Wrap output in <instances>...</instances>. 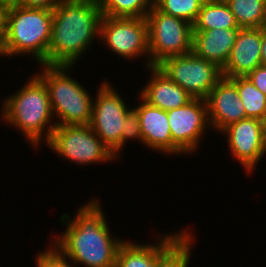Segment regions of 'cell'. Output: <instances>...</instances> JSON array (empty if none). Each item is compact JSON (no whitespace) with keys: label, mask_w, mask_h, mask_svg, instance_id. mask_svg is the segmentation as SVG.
Returning a JSON list of instances; mask_svg holds the SVG:
<instances>
[{"label":"cell","mask_w":266,"mask_h":267,"mask_svg":"<svg viewBox=\"0 0 266 267\" xmlns=\"http://www.w3.org/2000/svg\"><path fill=\"white\" fill-rule=\"evenodd\" d=\"M239 28L235 16L224 0H205L198 17L193 24V30Z\"/></svg>","instance_id":"obj_19"},{"label":"cell","mask_w":266,"mask_h":267,"mask_svg":"<svg viewBox=\"0 0 266 267\" xmlns=\"http://www.w3.org/2000/svg\"><path fill=\"white\" fill-rule=\"evenodd\" d=\"M225 136L228 150L242 165L245 173L251 174L266 154L261 120L246 118L224 128L220 135Z\"/></svg>","instance_id":"obj_12"},{"label":"cell","mask_w":266,"mask_h":267,"mask_svg":"<svg viewBox=\"0 0 266 267\" xmlns=\"http://www.w3.org/2000/svg\"><path fill=\"white\" fill-rule=\"evenodd\" d=\"M137 140L143 144L141 125L137 111L133 108L127 113L124 120V130L121 136V151L127 144V141Z\"/></svg>","instance_id":"obj_26"},{"label":"cell","mask_w":266,"mask_h":267,"mask_svg":"<svg viewBox=\"0 0 266 267\" xmlns=\"http://www.w3.org/2000/svg\"><path fill=\"white\" fill-rule=\"evenodd\" d=\"M185 229L162 234L156 243L148 245L125 240L117 252L115 267H156L158 259L187 231V227Z\"/></svg>","instance_id":"obj_17"},{"label":"cell","mask_w":266,"mask_h":267,"mask_svg":"<svg viewBox=\"0 0 266 267\" xmlns=\"http://www.w3.org/2000/svg\"><path fill=\"white\" fill-rule=\"evenodd\" d=\"M93 99L90 127L102 142L119 158L124 120L131 110L110 82L103 81ZM129 107V108H128Z\"/></svg>","instance_id":"obj_9"},{"label":"cell","mask_w":266,"mask_h":267,"mask_svg":"<svg viewBox=\"0 0 266 267\" xmlns=\"http://www.w3.org/2000/svg\"><path fill=\"white\" fill-rule=\"evenodd\" d=\"M27 81L3 99L1 120L23 133L27 143L37 149L42 141L46 144L50 140L56 122L44 82L36 74Z\"/></svg>","instance_id":"obj_4"},{"label":"cell","mask_w":266,"mask_h":267,"mask_svg":"<svg viewBox=\"0 0 266 267\" xmlns=\"http://www.w3.org/2000/svg\"><path fill=\"white\" fill-rule=\"evenodd\" d=\"M3 10H4V5L0 4V50L2 47Z\"/></svg>","instance_id":"obj_30"},{"label":"cell","mask_w":266,"mask_h":267,"mask_svg":"<svg viewBox=\"0 0 266 267\" xmlns=\"http://www.w3.org/2000/svg\"><path fill=\"white\" fill-rule=\"evenodd\" d=\"M101 17L99 0H63L53 10L46 65L74 66L78 63L95 38L99 40Z\"/></svg>","instance_id":"obj_2"},{"label":"cell","mask_w":266,"mask_h":267,"mask_svg":"<svg viewBox=\"0 0 266 267\" xmlns=\"http://www.w3.org/2000/svg\"><path fill=\"white\" fill-rule=\"evenodd\" d=\"M46 145L59 157L78 166L118 160L89 124L56 126Z\"/></svg>","instance_id":"obj_7"},{"label":"cell","mask_w":266,"mask_h":267,"mask_svg":"<svg viewBox=\"0 0 266 267\" xmlns=\"http://www.w3.org/2000/svg\"><path fill=\"white\" fill-rule=\"evenodd\" d=\"M99 199L93 198L78 207L76 215L59 217L65 231L51 242L75 267H115L117 252L125 240L114 237ZM113 235V236H112ZM55 238V239H54Z\"/></svg>","instance_id":"obj_1"},{"label":"cell","mask_w":266,"mask_h":267,"mask_svg":"<svg viewBox=\"0 0 266 267\" xmlns=\"http://www.w3.org/2000/svg\"><path fill=\"white\" fill-rule=\"evenodd\" d=\"M147 69L148 72H151V78L141 88L139 96L149 105L169 111L182 107L193 99L157 66H151Z\"/></svg>","instance_id":"obj_16"},{"label":"cell","mask_w":266,"mask_h":267,"mask_svg":"<svg viewBox=\"0 0 266 267\" xmlns=\"http://www.w3.org/2000/svg\"><path fill=\"white\" fill-rule=\"evenodd\" d=\"M167 115L172 154L186 156L197 151L206 129L211 128L206 99L193 98L186 105L167 111Z\"/></svg>","instance_id":"obj_11"},{"label":"cell","mask_w":266,"mask_h":267,"mask_svg":"<svg viewBox=\"0 0 266 267\" xmlns=\"http://www.w3.org/2000/svg\"><path fill=\"white\" fill-rule=\"evenodd\" d=\"M240 28L193 30L192 52L223 69Z\"/></svg>","instance_id":"obj_18"},{"label":"cell","mask_w":266,"mask_h":267,"mask_svg":"<svg viewBox=\"0 0 266 267\" xmlns=\"http://www.w3.org/2000/svg\"><path fill=\"white\" fill-rule=\"evenodd\" d=\"M15 0H5V5H7L8 3L14 2Z\"/></svg>","instance_id":"obj_33"},{"label":"cell","mask_w":266,"mask_h":267,"mask_svg":"<svg viewBox=\"0 0 266 267\" xmlns=\"http://www.w3.org/2000/svg\"><path fill=\"white\" fill-rule=\"evenodd\" d=\"M36 267H75L69 260L51 243L49 248L37 252L35 258Z\"/></svg>","instance_id":"obj_25"},{"label":"cell","mask_w":266,"mask_h":267,"mask_svg":"<svg viewBox=\"0 0 266 267\" xmlns=\"http://www.w3.org/2000/svg\"><path fill=\"white\" fill-rule=\"evenodd\" d=\"M63 0H15L13 3L25 8L54 10Z\"/></svg>","instance_id":"obj_27"},{"label":"cell","mask_w":266,"mask_h":267,"mask_svg":"<svg viewBox=\"0 0 266 267\" xmlns=\"http://www.w3.org/2000/svg\"><path fill=\"white\" fill-rule=\"evenodd\" d=\"M261 65L266 66V33L261 28Z\"/></svg>","instance_id":"obj_29"},{"label":"cell","mask_w":266,"mask_h":267,"mask_svg":"<svg viewBox=\"0 0 266 267\" xmlns=\"http://www.w3.org/2000/svg\"><path fill=\"white\" fill-rule=\"evenodd\" d=\"M150 67L165 59L192 52L193 25L163 13L155 6L147 16Z\"/></svg>","instance_id":"obj_6"},{"label":"cell","mask_w":266,"mask_h":267,"mask_svg":"<svg viewBox=\"0 0 266 267\" xmlns=\"http://www.w3.org/2000/svg\"><path fill=\"white\" fill-rule=\"evenodd\" d=\"M255 87L266 95V66L259 65L246 76Z\"/></svg>","instance_id":"obj_28"},{"label":"cell","mask_w":266,"mask_h":267,"mask_svg":"<svg viewBox=\"0 0 266 267\" xmlns=\"http://www.w3.org/2000/svg\"><path fill=\"white\" fill-rule=\"evenodd\" d=\"M206 103L211 129L217 130V133L247 118L236 85L229 78L222 77L217 82L206 98Z\"/></svg>","instance_id":"obj_13"},{"label":"cell","mask_w":266,"mask_h":267,"mask_svg":"<svg viewBox=\"0 0 266 267\" xmlns=\"http://www.w3.org/2000/svg\"><path fill=\"white\" fill-rule=\"evenodd\" d=\"M229 79L236 85L246 117L261 120L266 114V95L255 87L247 77Z\"/></svg>","instance_id":"obj_21"},{"label":"cell","mask_w":266,"mask_h":267,"mask_svg":"<svg viewBox=\"0 0 266 267\" xmlns=\"http://www.w3.org/2000/svg\"><path fill=\"white\" fill-rule=\"evenodd\" d=\"M261 124H262L263 141H264V144H265V147H266V114L261 119Z\"/></svg>","instance_id":"obj_31"},{"label":"cell","mask_w":266,"mask_h":267,"mask_svg":"<svg viewBox=\"0 0 266 267\" xmlns=\"http://www.w3.org/2000/svg\"><path fill=\"white\" fill-rule=\"evenodd\" d=\"M235 16L239 28H262L266 0H224Z\"/></svg>","instance_id":"obj_20"},{"label":"cell","mask_w":266,"mask_h":267,"mask_svg":"<svg viewBox=\"0 0 266 267\" xmlns=\"http://www.w3.org/2000/svg\"><path fill=\"white\" fill-rule=\"evenodd\" d=\"M135 106L141 125L142 140L145 147L161 154L172 155V137L167 111L153 107L140 96Z\"/></svg>","instance_id":"obj_15"},{"label":"cell","mask_w":266,"mask_h":267,"mask_svg":"<svg viewBox=\"0 0 266 267\" xmlns=\"http://www.w3.org/2000/svg\"><path fill=\"white\" fill-rule=\"evenodd\" d=\"M39 66L41 72L35 74L47 88L56 126L90 124L93 97L70 76L75 66Z\"/></svg>","instance_id":"obj_5"},{"label":"cell","mask_w":266,"mask_h":267,"mask_svg":"<svg viewBox=\"0 0 266 267\" xmlns=\"http://www.w3.org/2000/svg\"><path fill=\"white\" fill-rule=\"evenodd\" d=\"M259 65H261V28H240L230 57L222 69V76L246 77Z\"/></svg>","instance_id":"obj_14"},{"label":"cell","mask_w":266,"mask_h":267,"mask_svg":"<svg viewBox=\"0 0 266 267\" xmlns=\"http://www.w3.org/2000/svg\"><path fill=\"white\" fill-rule=\"evenodd\" d=\"M52 19V10L20 7L13 2L4 5L0 57L27 55L46 65Z\"/></svg>","instance_id":"obj_3"},{"label":"cell","mask_w":266,"mask_h":267,"mask_svg":"<svg viewBox=\"0 0 266 267\" xmlns=\"http://www.w3.org/2000/svg\"><path fill=\"white\" fill-rule=\"evenodd\" d=\"M205 0H154V6L163 13L194 24Z\"/></svg>","instance_id":"obj_24"},{"label":"cell","mask_w":266,"mask_h":267,"mask_svg":"<svg viewBox=\"0 0 266 267\" xmlns=\"http://www.w3.org/2000/svg\"><path fill=\"white\" fill-rule=\"evenodd\" d=\"M262 29H263V32L266 33V16H265V19H264V23H263Z\"/></svg>","instance_id":"obj_32"},{"label":"cell","mask_w":266,"mask_h":267,"mask_svg":"<svg viewBox=\"0 0 266 267\" xmlns=\"http://www.w3.org/2000/svg\"><path fill=\"white\" fill-rule=\"evenodd\" d=\"M1 5H5V0H0Z\"/></svg>","instance_id":"obj_34"},{"label":"cell","mask_w":266,"mask_h":267,"mask_svg":"<svg viewBox=\"0 0 266 267\" xmlns=\"http://www.w3.org/2000/svg\"><path fill=\"white\" fill-rule=\"evenodd\" d=\"M104 16L146 18L154 0H99Z\"/></svg>","instance_id":"obj_22"},{"label":"cell","mask_w":266,"mask_h":267,"mask_svg":"<svg viewBox=\"0 0 266 267\" xmlns=\"http://www.w3.org/2000/svg\"><path fill=\"white\" fill-rule=\"evenodd\" d=\"M157 67L193 98L206 99L223 77L221 68L193 52L169 57Z\"/></svg>","instance_id":"obj_10"},{"label":"cell","mask_w":266,"mask_h":267,"mask_svg":"<svg viewBox=\"0 0 266 267\" xmlns=\"http://www.w3.org/2000/svg\"><path fill=\"white\" fill-rule=\"evenodd\" d=\"M99 40L115 55L132 59L146 57L150 67L148 23L146 18H123L102 15ZM131 59V60H130Z\"/></svg>","instance_id":"obj_8"},{"label":"cell","mask_w":266,"mask_h":267,"mask_svg":"<svg viewBox=\"0 0 266 267\" xmlns=\"http://www.w3.org/2000/svg\"><path fill=\"white\" fill-rule=\"evenodd\" d=\"M191 229L187 231L158 259L156 267H188L195 239Z\"/></svg>","instance_id":"obj_23"}]
</instances>
